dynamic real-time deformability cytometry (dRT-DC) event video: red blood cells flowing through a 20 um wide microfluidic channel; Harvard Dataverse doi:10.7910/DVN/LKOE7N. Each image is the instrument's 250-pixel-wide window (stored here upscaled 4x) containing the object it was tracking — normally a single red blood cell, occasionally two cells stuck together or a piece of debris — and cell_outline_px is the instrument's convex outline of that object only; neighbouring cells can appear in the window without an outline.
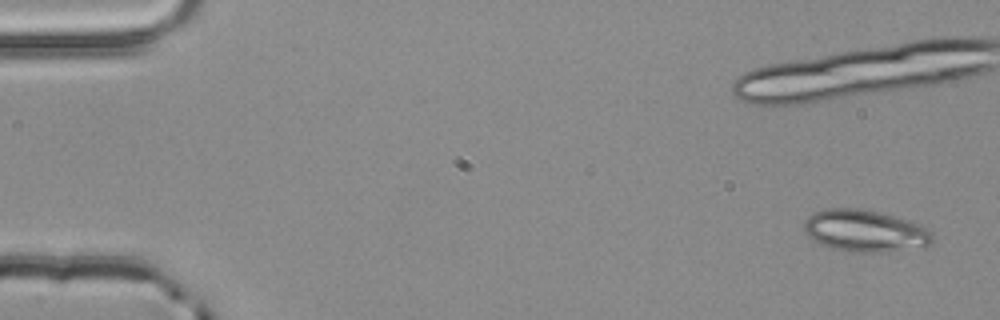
{"species": "common noctule bat (a hibernating species)", "species_latin": "Nyctalus noctula", "temperature_condition": "room temperature", "stored_images_in_passage": 3, "camera_frame_rate_fps": 3000, "um_per_image_px": 0.085, "animal": {"sex": "male", "body_mass_g": 20.4}, "frame": {"image": 1, "passage_image": 1, "time_ms": 0.0, "image_size_px": [1000, 320], "cell_outline_px": [[932, 244], [888, 252], [852, 252], [832, 248], [812, 240], [804, 232], [804, 220], [812, 212], [828, 208], [856, 208], [880, 212], [908, 220], [920, 224], [928, 228], [932, 232]], "centroid_in_image_um": [73.5, 19.61], "position_along_channel_um": 11.5, "area_um2": 31.5}}